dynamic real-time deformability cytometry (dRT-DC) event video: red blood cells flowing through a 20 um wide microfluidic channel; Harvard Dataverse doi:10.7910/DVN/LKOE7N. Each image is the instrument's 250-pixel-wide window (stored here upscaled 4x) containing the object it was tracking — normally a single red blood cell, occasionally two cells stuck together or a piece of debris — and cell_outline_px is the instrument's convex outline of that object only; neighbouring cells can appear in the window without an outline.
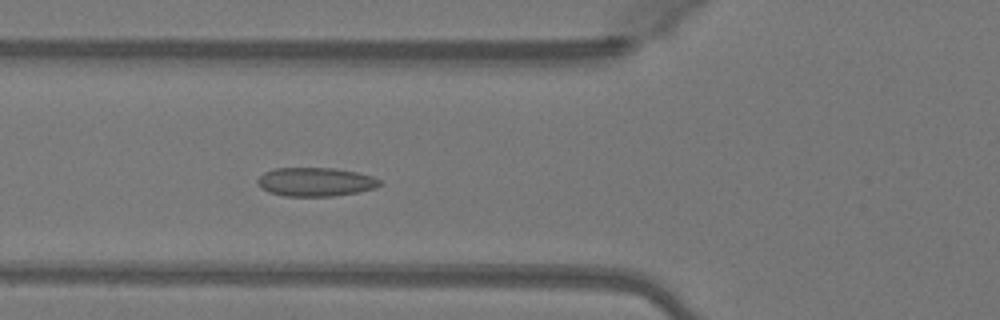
{"species": "Egyptian fruit bat (a non-hibernating species)", "species_latin": "Rousettus aegyptiacus", "temperature_condition": "warm", "stored_images_in_passage": 50, "camera_frame_rate_fps": 3000, "um_per_image_px": 0.085, "animal": {"sex": "female"}, "frame": {"image": 1, "passage_image": 19, "time_ms": 6.0, "image_size_px": [1000, 320], "cell_outline_px": [[384, 184], [376, 188], [356, 192], [332, 196], [284, 196], [268, 192], [260, 188], [256, 184], [256, 180], [264, 172], [272, 168], [336, 168], [356, 172], [372, 176], [380, 180]], "centroid_in_image_um": [26.79, 15.46], "position_along_channel_um": 99.0, "area_um2": 20.69}}
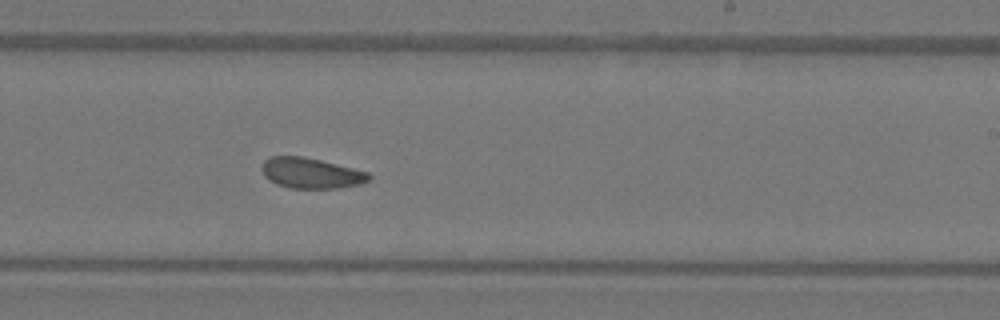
{"frame": {"image": 2, "passage_image": 31, "time_ms": 10.0, "image_size_px": [1000, 320], "cell_outline_px": [[372, 176], [368, 180], [360, 184], [340, 188], [292, 188], [276, 184], [264, 176], [260, 168], [264, 160], [268, 156], [304, 156], [368, 172]], "centroid_in_image_um": [26.4, 14.71], "position_along_channel_um": 262.6, "area_um2": 19.07}}
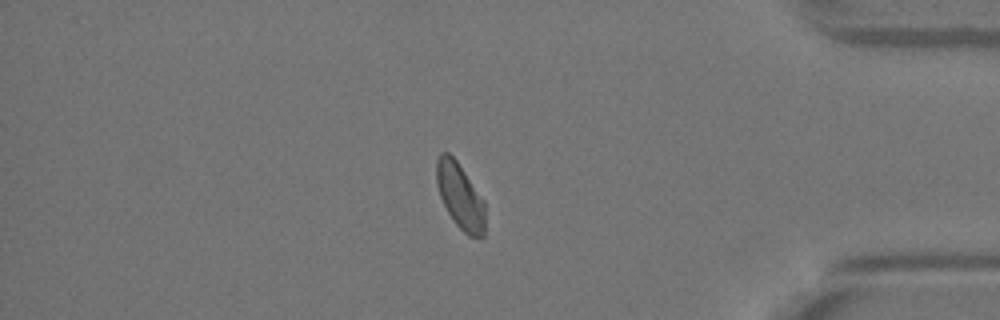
{"frame": {"image": 3, "passage_image": 43, "time_ms": 14.0, "image_size_px": [1000, 320], "cell_outline_px": [[484, 236], [480, 240], [468, 236], [456, 224], [448, 212], [440, 196], [436, 184], [436, 160], [440, 152], [448, 152], [456, 160], [484, 200]], "centroid_in_image_um": [39.1, 16.68], "position_along_channel_um": 396.1, "area_um2": 18.61}, "authors_computed_cell_mechanics": {"area_um2": 19.5653, "velocity_mm_per_s": 4.1046, "shape_relaxation_time_tau1_ms": 3.9155, "shape_relaxation_time_tau2_ms": 2.5146, "deformation_change_tau1": 0.0784, "deformation_change_tau2": 0.0604}}